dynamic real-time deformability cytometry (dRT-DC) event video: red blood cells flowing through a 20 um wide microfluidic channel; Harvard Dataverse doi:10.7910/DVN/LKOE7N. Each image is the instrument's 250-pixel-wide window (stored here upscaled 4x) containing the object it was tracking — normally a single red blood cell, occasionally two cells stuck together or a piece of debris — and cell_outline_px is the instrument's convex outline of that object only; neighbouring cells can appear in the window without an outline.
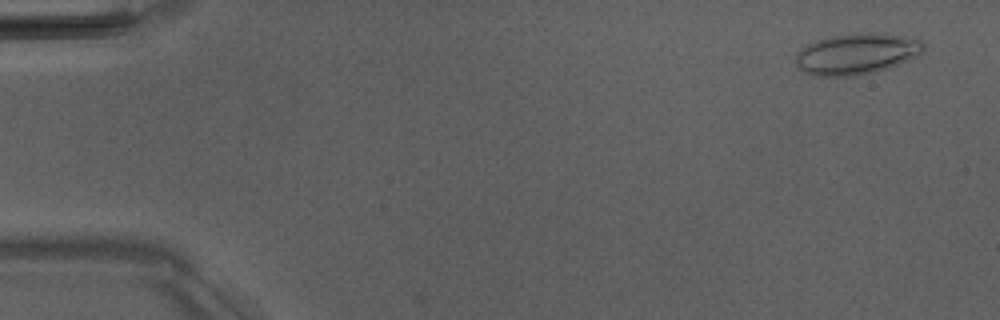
{"species": "Egyptian fruit bat (a non-hibernating species)", "species_latin": "Rousettus aegyptiacus", "temperature_condition": "room temperature", "stored_images_in_passage": 52, "camera_frame_rate_fps": 3000, "um_per_image_px": 0.085, "animal": {"sex": "male"}, "frame": {"image": 1, "passage_image": 3, "time_ms": 0.667, "image_size_px": [1000, 320], "cell_outline_px": [[924, 48], [916, 56], [908, 60], [888, 68], [872, 72], [852, 76], [812, 76], [804, 72], [796, 64], [796, 52], [808, 44], [832, 36], [868, 32], [872, 32], [924, 40]], "centroid_in_image_um": [72.79, 4.59], "position_along_channel_um": 12.2, "area_um2": 30.17}}
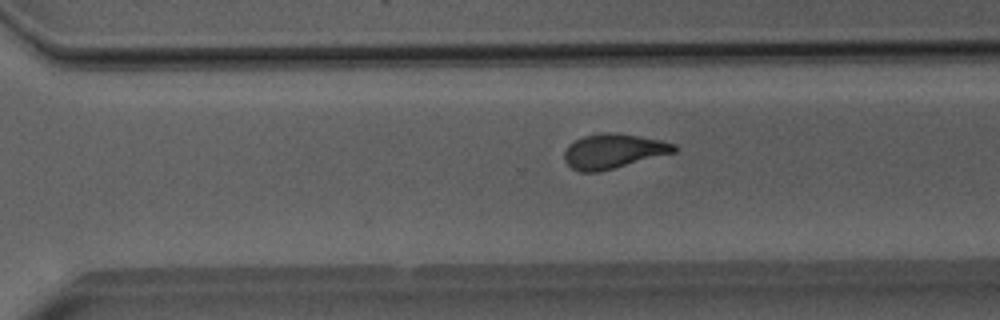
{"frame": {"image": 2, "passage_image": 36, "time_ms": 11.667, "image_size_px": [1000, 320], "cell_outline_px": [[676, 152], [600, 172], [580, 172], [572, 168], [564, 160], [564, 152], [568, 144], [584, 136], [600, 132], [616, 132], [660, 140], [676, 144]], "centroid_in_image_um": [52.12, 12.85], "position_along_channel_um": 318.5, "area_um2": 22.25}}
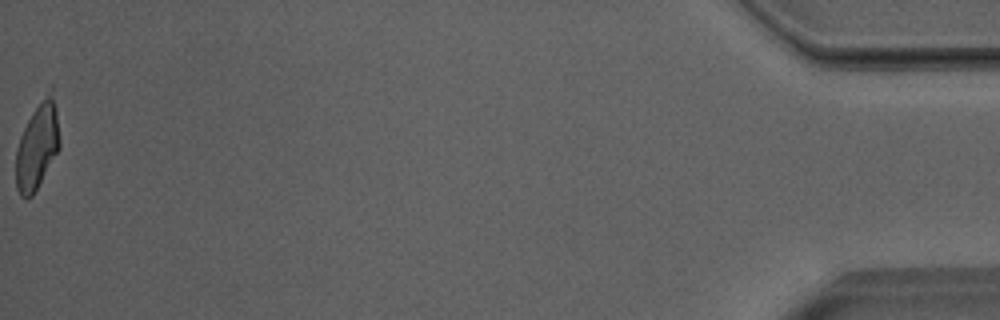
{"frame": {"image": 3, "passage_image": 52, "time_ms": 17.0, "image_size_px": [1000, 320], "cell_outline_px": [[60, 148], [32, 196], [20, 196], [16, 188], [16, 148], [20, 136], [32, 112], [52, 84], [56, 108], [60, 140]], "centroid_in_image_um": [3.18, 12.36], "position_along_channel_um": 432.0, "area_um2": 21.96}, "authors_computed_cell_mechanics": {"area_um2": 23.12, "velocity_mm_per_s": 3.9985, "shape_relaxation_time_tau1_ms": 5.8642, "shape_relaxation_time_tau2_ms": null, "deformation_change_tau1": 0.1812, "deformation_change_tau2": null}}